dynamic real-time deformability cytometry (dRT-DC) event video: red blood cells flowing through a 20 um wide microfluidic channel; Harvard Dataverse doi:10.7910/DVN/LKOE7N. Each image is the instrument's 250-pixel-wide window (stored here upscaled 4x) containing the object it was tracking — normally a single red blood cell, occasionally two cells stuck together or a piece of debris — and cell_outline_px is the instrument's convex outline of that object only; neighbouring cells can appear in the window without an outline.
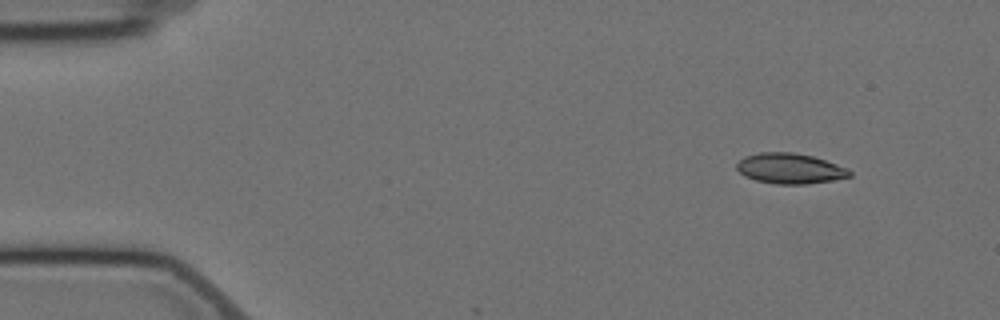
{"species": "Egyptian fruit bat (a non-hibernating species)", "species_latin": "Rousettus aegyptiacus", "temperature_condition": "cold", "stored_images_in_passage": 3, "camera_frame_rate_fps": 3000, "um_per_image_px": 0.085, "animal": {"sex": "female"}, "frame": {"image": 1, "passage_image": 1, "time_ms": 0.0, "image_size_px": [1000, 320], "cell_outline_px": [[852, 176], [832, 180], [808, 184], [776, 184], [756, 180], [744, 176], [736, 168], [736, 164], [744, 156], [760, 152], [792, 152], [812, 156], [848, 168], [852, 172]], "centroid_in_image_um": [67.14, 14.32], "position_along_channel_um": 17.9, "area_um2": 20.0}}